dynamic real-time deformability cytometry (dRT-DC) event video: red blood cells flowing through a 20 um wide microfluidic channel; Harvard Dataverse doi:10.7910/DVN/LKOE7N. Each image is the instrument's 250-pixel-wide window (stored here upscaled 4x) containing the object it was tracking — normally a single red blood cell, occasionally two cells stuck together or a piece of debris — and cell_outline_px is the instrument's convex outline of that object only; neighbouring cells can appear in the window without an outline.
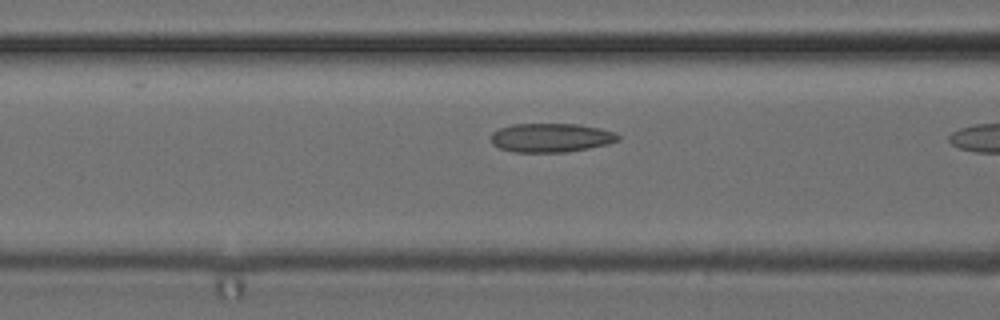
{"species": "common noctule bat (a hibernating species)", "species_latin": "Nyctalus noctula", "temperature_condition": "cold", "stored_images_in_passage": 11, "camera_frame_rate_fps": 3000, "um_per_image_px": 0.085, "animal": {"sex": "female", "body_mass_g": 24.6, "forearm_length_mm": 56.2}, "frame": {"image": 1, "passage_image": 10, "time_ms": 3.0, "image_size_px": [1000, 320], "cell_outline_px": [[620, 140], [608, 144], [568, 152], [516, 152], [500, 148], [492, 144], [492, 132], [500, 128], [512, 124], [580, 124], [600, 128], [616, 132], [620, 136]], "centroid_in_image_um": [46.87, 11.7], "position_along_channel_um": 119.7, "area_um2": 21.5}}